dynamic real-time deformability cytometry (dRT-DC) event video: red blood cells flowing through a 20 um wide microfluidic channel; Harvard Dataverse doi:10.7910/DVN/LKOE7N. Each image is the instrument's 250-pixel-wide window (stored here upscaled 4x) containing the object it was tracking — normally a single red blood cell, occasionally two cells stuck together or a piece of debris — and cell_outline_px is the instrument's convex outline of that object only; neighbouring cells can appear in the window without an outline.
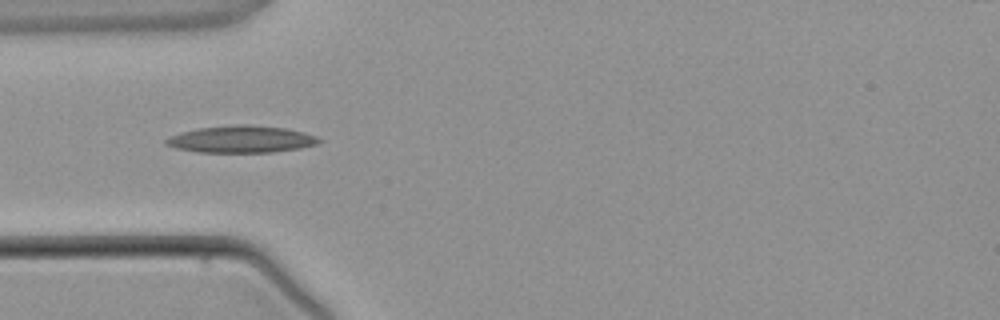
{"species": "common noctule bat (a hibernating species)", "species_latin": "Nyctalus noctula", "temperature_condition": "warm", "stored_images_in_passage": 5, "camera_frame_rate_fps": 3000, "um_per_image_px": 0.085, "animal": {"sex": "male", "body_mass_g": 21.5, "forearm_length_mm": 52.0}, "frame": {"image": 1, "passage_image": 4, "time_ms": 3.667, "image_size_px": [1000, 320], "cell_outline_px": [[324, 140], [316, 144], [300, 148], [272, 152], [196, 152], [176, 148], [164, 144], [164, 140], [180, 132], [196, 128], [240, 124], [248, 124], [284, 128], [304, 132], [316, 136]], "centroid_in_image_um": [20.5, 11.83], "position_along_channel_um": 64.5, "area_um2": 24.1}}
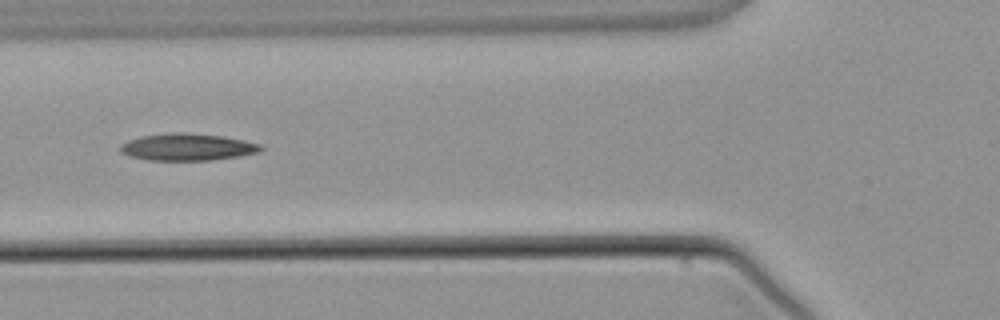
{"frame": {"image": 2, "passage_image": 5, "time_ms": 4.667, "image_size_px": [1000, 320], "cell_outline_px": [[264, 148], [260, 152], [240, 156], [212, 160], [148, 160], [128, 156], [120, 152], [120, 144], [128, 140], [140, 136], [172, 132], [188, 132], [220, 136], [244, 140], [260, 144]], "centroid_in_image_um": [15.91, 12.5], "position_along_channel_um": 109.9, "area_um2": 22.31}}